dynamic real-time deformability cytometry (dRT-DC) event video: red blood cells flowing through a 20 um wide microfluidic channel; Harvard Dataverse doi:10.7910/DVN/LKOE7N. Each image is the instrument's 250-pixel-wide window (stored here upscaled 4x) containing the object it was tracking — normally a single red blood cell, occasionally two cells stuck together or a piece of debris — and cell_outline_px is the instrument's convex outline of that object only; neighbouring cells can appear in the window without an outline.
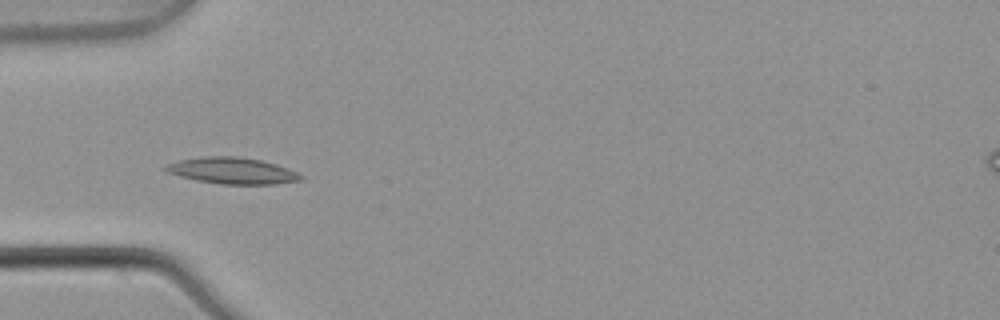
{"species": "common noctule bat (a hibernating species)", "species_latin": "Nyctalus noctula", "temperature_condition": "warm", "stored_images_in_passage": 6, "camera_frame_rate_fps": 3000, "um_per_image_px": 0.085, "animal": {"sex": "male", "body_mass_g": 21.5, "forearm_length_mm": 52.0}, "frame": {"image": 1, "passage_image": 5, "time_ms": 1.333, "image_size_px": [1000, 320], "cell_outline_px": [[304, 180], [276, 184], [220, 184], [196, 180], [180, 176], [168, 172], [164, 168], [168, 164], [180, 160], [204, 156], [236, 156], [260, 160], [276, 164], [288, 168], [304, 176]], "centroid_in_image_um": [19.8, 14.51], "position_along_channel_um": 65.2, "area_um2": 20.69}}
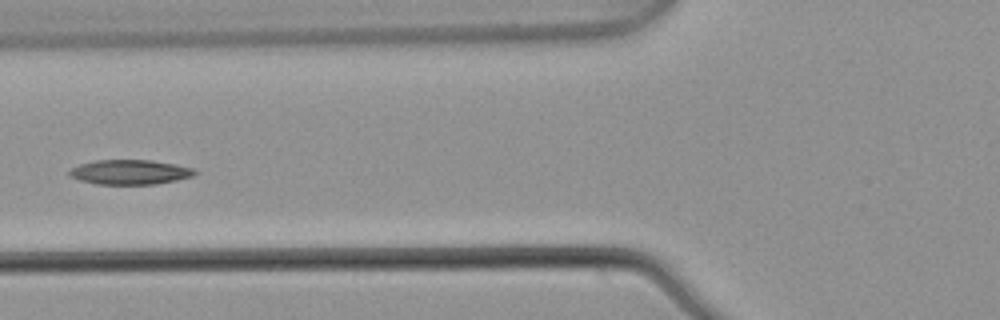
{"frame": {"image": 2, "passage_image": 6, "time_ms": 1.667, "image_size_px": [1000, 320], "cell_outline_px": [[200, 172], [192, 176], [176, 180], [156, 184], [96, 184], [80, 180], [72, 176], [68, 172], [72, 168], [80, 164], [96, 160], [152, 160], [176, 164], [192, 168]], "centroid_in_image_um": [11.09, 14.62], "position_along_channel_um": 114.7, "area_um2": 17.98}}